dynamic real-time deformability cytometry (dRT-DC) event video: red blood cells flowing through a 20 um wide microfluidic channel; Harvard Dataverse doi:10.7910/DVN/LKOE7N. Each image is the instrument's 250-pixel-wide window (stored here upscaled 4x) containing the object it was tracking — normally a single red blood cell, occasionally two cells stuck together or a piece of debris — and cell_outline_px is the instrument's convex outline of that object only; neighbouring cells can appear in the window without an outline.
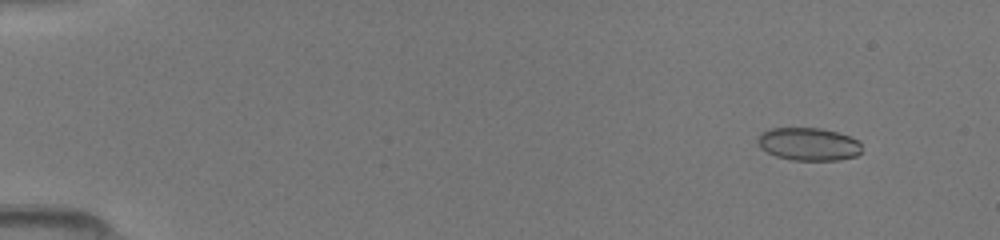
{"species": "common noctule bat (a hibernating species)", "species_latin": "Nyctalus noctula", "temperature_condition": "room temperature", "stored_images_in_passage": 50, "camera_frame_rate_fps": 3000, "um_per_image_px": 0.085, "animal": {"sex": "female", "body_mass_g": 19.5, "forearm_length_mm": 54.1}, "frame": {"image": 1, "passage_image": 4, "time_ms": 1.0, "image_size_px": [1000, 240], "cell_outline_px": [[860, 152], [856, 156], [836, 160], [792, 160], [776, 156], [760, 148], [756, 140], [760, 132], [772, 128], [820, 128], [836, 132], [848, 136], [856, 140], [860, 144]], "centroid_in_image_um": [68.67, 12.24], "position_along_channel_um": 16.3, "area_um2": 19.83}}